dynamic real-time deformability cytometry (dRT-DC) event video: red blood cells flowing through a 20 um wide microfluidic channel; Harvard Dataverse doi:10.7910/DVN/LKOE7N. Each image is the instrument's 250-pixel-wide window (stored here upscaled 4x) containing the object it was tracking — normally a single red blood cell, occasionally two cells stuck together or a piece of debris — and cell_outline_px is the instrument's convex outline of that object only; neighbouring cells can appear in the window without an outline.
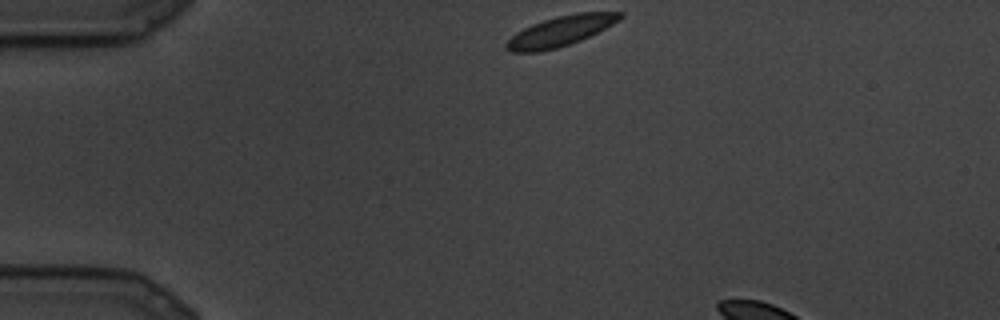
{"species": "common noctule bat (a hibernating species)", "species_latin": "Nyctalus noctula", "temperature_condition": "cold", "stored_images_in_passage": 4, "camera_frame_rate_fps": 3000, "um_per_image_px": 0.085, "animal": {"sex": "male", "body_mass_g": 19.5, "forearm_length_mm": 54.6}, "frame": {"image": 1, "passage_image": 1, "time_ms": 0.0, "image_size_px": [1000, 320], "cell_outline_px": [[624, 16], [612, 24], [580, 40], [556, 48], [540, 52], [508, 52], [504, 48], [504, 44], [516, 32], [532, 24], [556, 16], [576, 12], [624, 12]], "centroid_in_image_um": [47.59, 2.64], "position_along_channel_um": 37.4, "area_um2": 19.83}}